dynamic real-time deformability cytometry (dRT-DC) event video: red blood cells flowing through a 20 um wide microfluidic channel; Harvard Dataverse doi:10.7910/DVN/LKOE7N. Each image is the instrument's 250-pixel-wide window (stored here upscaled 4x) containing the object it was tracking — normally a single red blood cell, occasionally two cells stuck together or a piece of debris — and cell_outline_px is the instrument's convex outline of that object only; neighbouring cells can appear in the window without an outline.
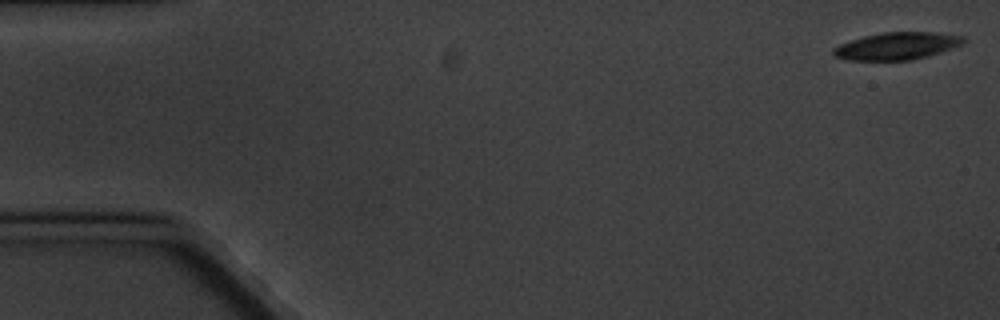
{"species": "common noctule bat (a hibernating species)", "species_latin": "Nyctalus noctula", "temperature_condition": "cold", "stored_images_in_passage": 8, "camera_frame_rate_fps": 3000, "um_per_image_px": 0.085, "animal": {"sex": "male", "body_mass_g": 20.1, "forearm_length_mm": 53.5}, "frame": {"image": 1, "passage_image": 1, "time_ms": 0.0, "image_size_px": [1000, 320], "cell_outline_px": [[968, 40], [964, 44], [928, 56], [912, 60], [844, 60], [836, 56], [832, 52], [832, 48], [840, 44], [864, 36], [884, 32], [936, 32], [964, 36]], "centroid_in_image_um": [76.28, 3.91], "position_along_channel_um": 8.7, "area_um2": 20.81}}
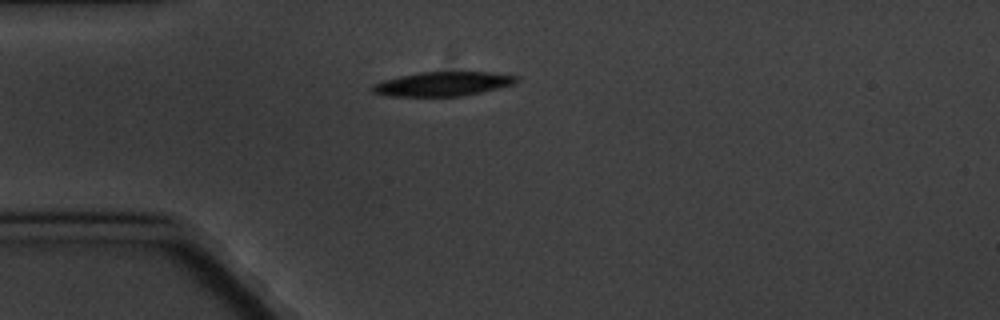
{"frame": {"image": 2, "passage_image": 5, "time_ms": 4.667, "image_size_px": [1000, 320], "cell_outline_px": [[520, 80], [516, 84], [480, 92], [460, 96], [388, 96], [372, 92], [372, 84], [384, 80], [400, 76], [420, 72], [492, 72], [516, 76]], "centroid_in_image_um": [37.65, 7.13], "position_along_channel_um": 47.3, "area_um2": 20.29}}